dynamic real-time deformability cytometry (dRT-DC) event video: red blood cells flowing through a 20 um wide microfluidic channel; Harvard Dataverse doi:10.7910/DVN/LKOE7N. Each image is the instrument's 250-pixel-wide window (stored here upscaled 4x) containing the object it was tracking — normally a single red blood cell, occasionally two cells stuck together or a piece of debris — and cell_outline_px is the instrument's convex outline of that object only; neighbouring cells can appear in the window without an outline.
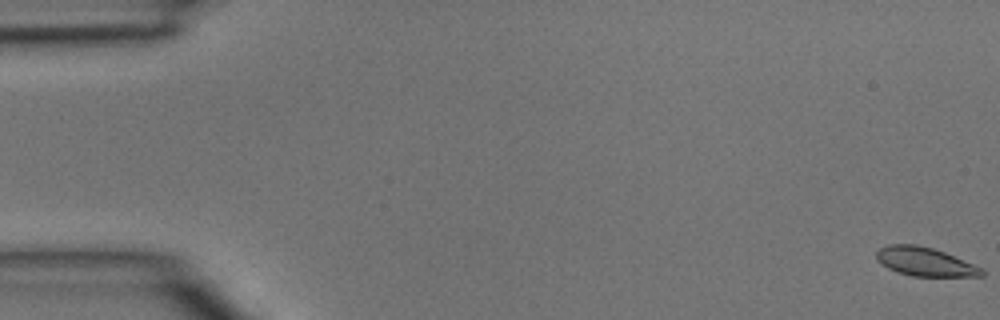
{"species": "common noctule bat (a hibernating species)", "species_latin": "Nyctalus noctula", "temperature_condition": "room temperature", "stored_images_in_passage": 43, "camera_frame_rate_fps": 3000, "um_per_image_px": 0.085, "animal": {"sex": "male", "body_mass_g": 15.6}, "frame": {"image": 1, "passage_image": 1, "time_ms": 0.0, "image_size_px": [1000, 320], "cell_outline_px": [[984, 276], [912, 276], [896, 272], [880, 264], [876, 260], [876, 252], [880, 248], [888, 244], [916, 244], [932, 248], [944, 252], [984, 268]], "centroid_in_image_um": [78.6, 22.24], "position_along_channel_um": 6.4, "area_um2": 17.74}}
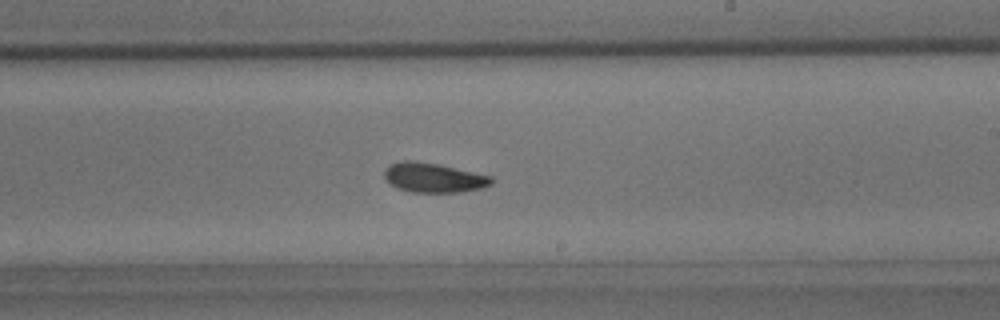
{"frame": {"image": 2, "passage_image": 28, "time_ms": 9.0, "image_size_px": [1000, 320], "cell_outline_px": [[492, 184], [484, 188], [460, 192], [412, 192], [396, 188], [388, 184], [384, 176], [384, 168], [388, 164], [404, 160], [412, 160], [436, 164], [492, 176]], "centroid_in_image_um": [36.8, 15.11], "position_along_channel_um": 252.2, "area_um2": 18.55}}
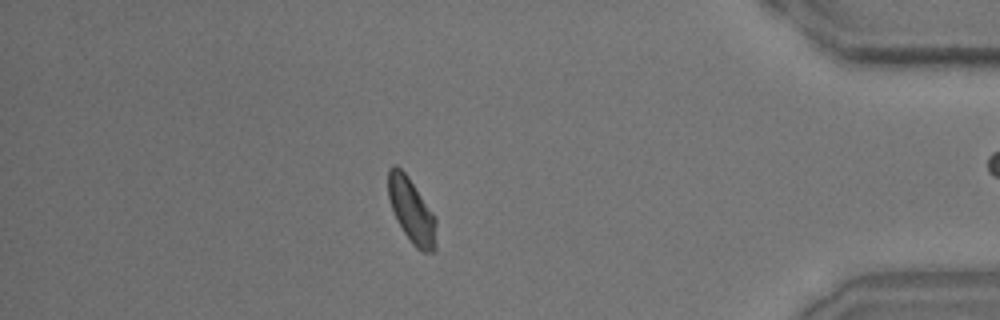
{"frame": {"image": 3, "passage_image": 41, "time_ms": 13.333, "image_size_px": [1000, 320], "cell_outline_px": [[436, 248], [432, 252], [424, 252], [416, 248], [412, 244], [396, 220], [388, 196], [388, 168], [392, 164], [396, 164], [408, 176], [436, 216]], "centroid_in_image_um": [34.99, 17.89], "position_along_channel_um": 400.2, "area_um2": 18.26}}